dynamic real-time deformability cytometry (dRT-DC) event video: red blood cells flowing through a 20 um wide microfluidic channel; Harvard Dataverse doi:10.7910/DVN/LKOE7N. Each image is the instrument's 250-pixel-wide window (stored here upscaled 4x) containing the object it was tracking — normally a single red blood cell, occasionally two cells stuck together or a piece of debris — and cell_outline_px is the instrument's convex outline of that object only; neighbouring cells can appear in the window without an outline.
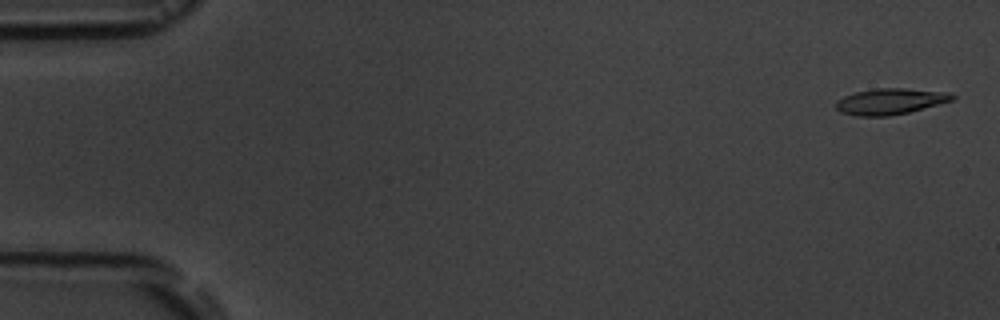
{"species": "common noctule bat (a hibernating species)", "species_latin": "Nyctalus noctula", "temperature_condition": "room temperature", "stored_images_in_passage": 6, "segment_of_instrument_passage": [1, 2], "camera_frame_rate_fps": 3000, "um_per_image_px": 0.085, "animal": {"sex": "male", "body_mass_g": 19.5, "forearm_length_mm": 54.6}, "frame": {"image": 1, "passage_image": 1, "time_ms": 0.0, "image_size_px": [1000, 320], "cell_outline_px": [[956, 100], [908, 112], [888, 116], [856, 116], [840, 112], [836, 108], [836, 100], [844, 96], [856, 92], [876, 88], [904, 88], [952, 92], [956, 96]], "centroid_in_image_um": [75.72, 8.61], "position_along_channel_um": 9.3, "area_um2": 17.86}}